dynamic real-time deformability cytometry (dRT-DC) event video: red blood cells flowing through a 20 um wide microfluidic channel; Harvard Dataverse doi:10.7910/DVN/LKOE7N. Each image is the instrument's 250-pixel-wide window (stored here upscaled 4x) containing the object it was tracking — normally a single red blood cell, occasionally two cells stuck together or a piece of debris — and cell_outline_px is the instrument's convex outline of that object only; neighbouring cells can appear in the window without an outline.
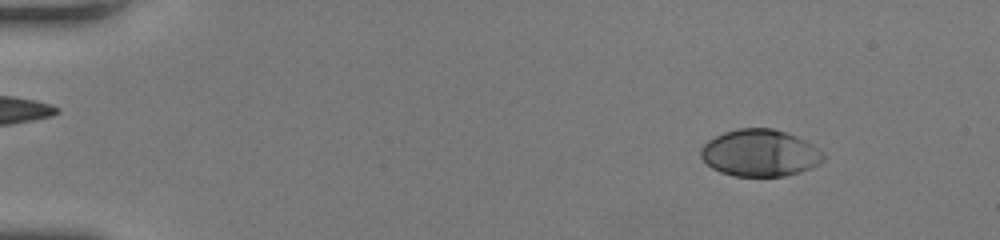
{"species": "human", "species_latin": "Homo sapiens", "temperature_condition": "room temperature", "stored_images_in_passage": 50, "camera_frame_rate_fps": 3000, "um_per_image_px": 0.085, "donor": {"sex": "female"}, "frame": {"image": 1, "passage_image": 6, "time_ms": 1.667, "image_size_px": [1000, 240], "cell_outline_px": [[824, 160], [820, 164], [812, 168], [800, 172], [784, 176], [732, 176], [720, 172], [712, 168], [700, 156], [700, 148], [708, 140], [724, 132], [740, 128], [772, 128], [796, 136], [812, 144], [824, 152]], "centroid_in_image_um": [64.61, 13.01], "position_along_channel_um": 20.4, "area_um2": 33.64}}
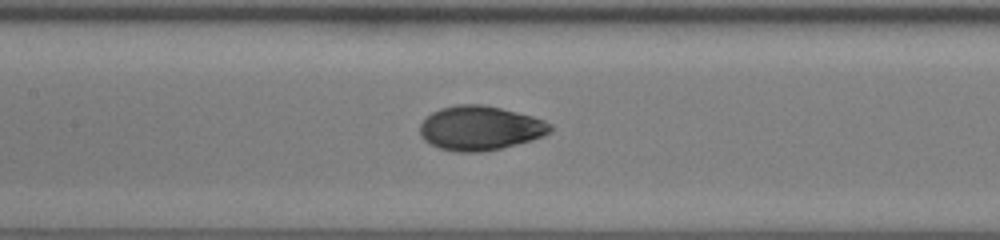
{"frame": {"image": 2, "passage_image": 25, "time_ms": 8.0, "image_size_px": [1000, 240], "cell_outline_px": [[552, 132], [544, 136], [532, 140], [500, 148], [480, 152], [456, 152], [440, 148], [424, 140], [420, 132], [420, 124], [432, 112], [440, 108], [456, 104], [484, 104], [532, 116], [544, 120], [552, 124]], "centroid_in_image_um": [40.83, 10.88], "position_along_channel_um": 166.6, "area_um2": 33.64}}
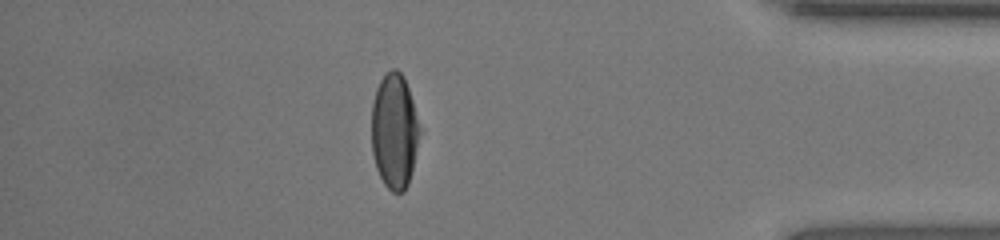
{"frame": {"image": 3, "passage_image": 44, "time_ms": 14.333, "image_size_px": [1000, 240], "cell_outline_px": [[420, 132], [412, 168], [408, 184], [404, 192], [392, 192], [384, 184], [376, 168], [372, 152], [372, 104], [376, 88], [380, 80], [392, 68], [396, 68], [404, 76], [412, 100], [420, 128]], "centroid_in_image_um": [33.51, 11.14], "position_along_channel_um": 401.7, "area_um2": 32.08}, "authors_computed_cell_mechanics": {"area_um2": 33.3506, "velocity_mm_per_s": 4.2201, "shape_relaxation_time_tau1_ms": 4.5872, "shape_relaxation_time_tau2_ms": 0.8312, "deformation_change_tau1": 0.2218, "deformation_change_tau2": 0.0349}}